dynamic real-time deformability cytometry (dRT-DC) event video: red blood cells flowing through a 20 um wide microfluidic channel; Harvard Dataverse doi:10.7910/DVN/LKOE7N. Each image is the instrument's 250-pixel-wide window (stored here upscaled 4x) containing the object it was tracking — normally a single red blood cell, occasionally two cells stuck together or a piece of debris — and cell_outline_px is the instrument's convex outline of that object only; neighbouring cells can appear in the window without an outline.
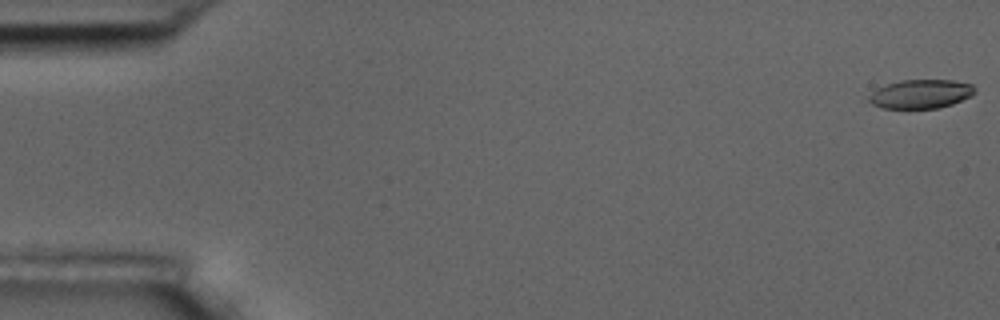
{"species": "common noctule bat (a hibernating species)", "species_latin": "Nyctalus noctula", "temperature_condition": "room temperature", "stored_images_in_passage": 10, "segment_of_instrument_passage": [1, 2], "camera_frame_rate_fps": 3000, "um_per_image_px": 0.085, "animal": {"sex": "male", "body_mass_g": 17.5, "forearm_length_mm": 52.3}, "frame": {"image": 1, "passage_image": 1, "time_ms": 0.0, "image_size_px": [1000, 320], "cell_outline_px": [[976, 92], [972, 96], [952, 104], [936, 108], [884, 108], [872, 104], [868, 100], [868, 96], [876, 88], [888, 84], [904, 80], [952, 80], [972, 84]], "centroid_in_image_um": [78.28, 7.98], "position_along_channel_um": 6.7, "area_um2": 17.74}}
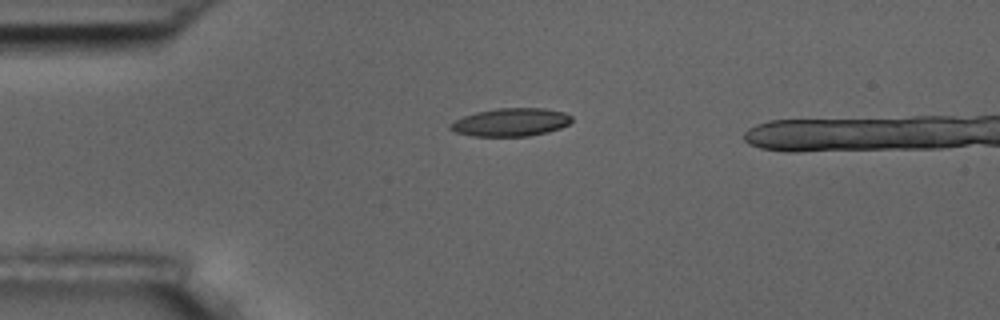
{"frame": {"image": 2, "passage_image": 5, "time_ms": 4.333, "image_size_px": [1000, 320], "cell_outline_px": [[572, 120], [568, 124], [560, 128], [548, 132], [528, 136], [472, 136], [456, 132], [448, 128], [448, 124], [464, 116], [476, 112], [496, 108], [544, 108], [564, 112], [572, 116]], "centroid_in_image_um": [43.41, 10.39], "position_along_channel_um": 41.6, "area_um2": 19.88}}
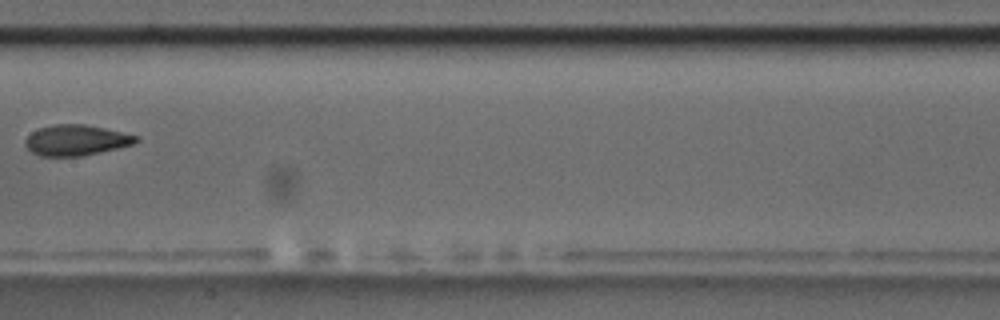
{"frame": {"image": 3, "passage_image": 9, "time_ms": 9.333, "image_size_px": [1000, 320], "cell_outline_px": [[140, 140], [132, 144], [116, 148], [80, 156], [40, 156], [32, 152], [24, 144], [24, 140], [32, 132], [40, 128], [56, 124], [84, 124], [104, 128], [136, 136]], "centroid_in_image_um": [6.42, 11.91], "position_along_channel_um": 201.0, "area_um2": 19.42}}